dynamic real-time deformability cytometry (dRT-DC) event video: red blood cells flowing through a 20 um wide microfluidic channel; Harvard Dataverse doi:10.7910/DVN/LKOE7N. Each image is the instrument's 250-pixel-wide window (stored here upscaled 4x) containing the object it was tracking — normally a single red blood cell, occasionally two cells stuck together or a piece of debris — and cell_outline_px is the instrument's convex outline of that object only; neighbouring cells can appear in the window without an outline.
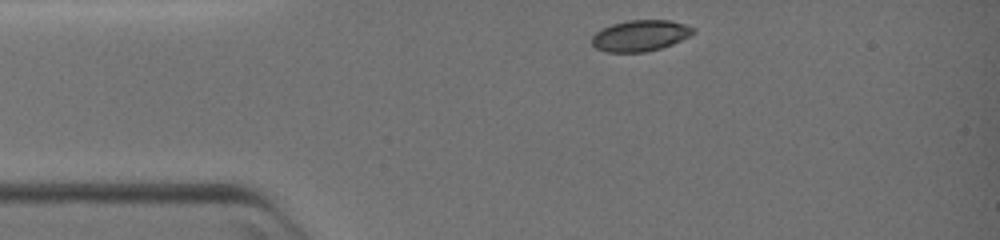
{"species": "common noctule bat (a hibernating species)", "species_latin": "Nyctalus noctula", "temperature_condition": "warm", "stored_images_in_passage": 39, "camera_frame_rate_fps": 3000, "um_per_image_px": 0.085, "animal": {"sex": "female", "body_mass_g": 19.0, "forearm_length_mm": 51.5}, "frame": {"image": 1, "passage_image": 1, "time_ms": 0.0, "image_size_px": [1000, 240], "cell_outline_px": [[696, 32], [672, 44], [660, 48], [644, 52], [608, 52], [596, 48], [592, 44], [592, 36], [596, 32], [612, 24], [628, 20], [668, 20], [684, 24], [696, 28]], "centroid_in_image_um": [54.43, 3.02], "position_along_channel_um": 30.6, "area_um2": 18.21}}
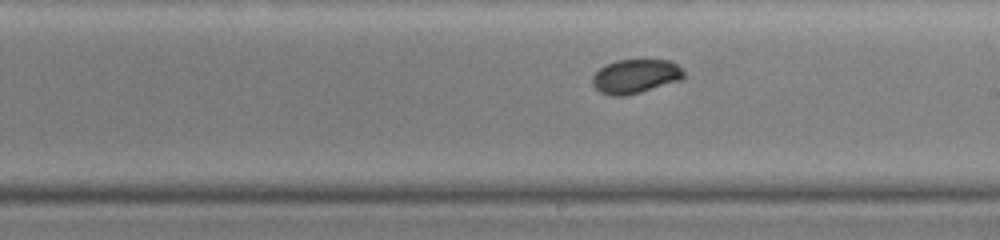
{"frame": {"image": 2, "passage_image": 22, "time_ms": 7.0, "image_size_px": [1000, 240], "cell_outline_px": [[684, 76], [680, 80], [640, 92], [624, 96], [608, 96], [600, 92], [592, 84], [592, 76], [600, 68], [616, 60], [672, 60], [684, 72]], "centroid_in_image_um": [53.99, 6.49], "position_along_channel_um": 235.0, "area_um2": 18.03}}
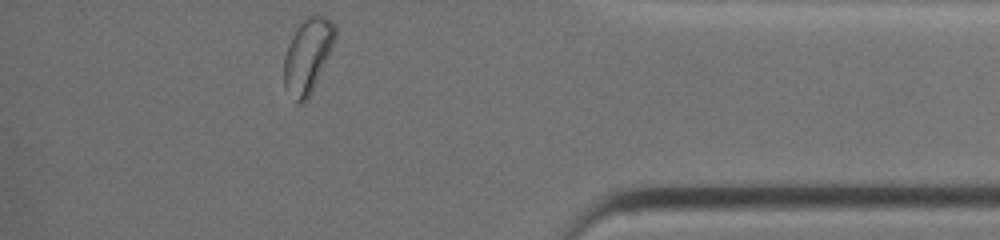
{"frame": {"image": 3, "passage_image": 39, "time_ms": 12.667, "image_size_px": [1000, 240], "cell_outline_px": [[336, 36], [328, 56], [312, 92], [308, 100], [304, 104], [296, 104], [284, 88], [284, 56], [288, 44], [300, 20], [304, 16], [312, 12], [320, 12], [332, 20], [336, 24]], "centroid_in_image_um": [26.15, 4.68], "position_along_channel_um": 409.1, "area_um2": 23.0}}